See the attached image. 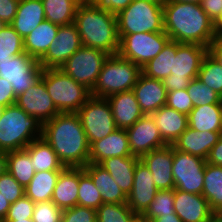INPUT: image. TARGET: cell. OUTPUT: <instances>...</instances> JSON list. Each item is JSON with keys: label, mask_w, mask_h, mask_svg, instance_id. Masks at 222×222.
Segmentation results:
<instances>
[{"label": "cell", "mask_w": 222, "mask_h": 222, "mask_svg": "<svg viewBox=\"0 0 222 222\" xmlns=\"http://www.w3.org/2000/svg\"><path fill=\"white\" fill-rule=\"evenodd\" d=\"M42 138L64 167H85L89 163L90 145L77 113H59L44 123Z\"/></svg>", "instance_id": "obj_1"}, {"label": "cell", "mask_w": 222, "mask_h": 222, "mask_svg": "<svg viewBox=\"0 0 222 222\" xmlns=\"http://www.w3.org/2000/svg\"><path fill=\"white\" fill-rule=\"evenodd\" d=\"M163 19L170 40L208 47L216 37L215 24L200 4L168 0L163 5Z\"/></svg>", "instance_id": "obj_2"}, {"label": "cell", "mask_w": 222, "mask_h": 222, "mask_svg": "<svg viewBox=\"0 0 222 222\" xmlns=\"http://www.w3.org/2000/svg\"><path fill=\"white\" fill-rule=\"evenodd\" d=\"M82 46L118 54L120 38L116 15L84 0L77 8L75 21Z\"/></svg>", "instance_id": "obj_3"}, {"label": "cell", "mask_w": 222, "mask_h": 222, "mask_svg": "<svg viewBox=\"0 0 222 222\" xmlns=\"http://www.w3.org/2000/svg\"><path fill=\"white\" fill-rule=\"evenodd\" d=\"M42 128V123L16 104L6 106L0 118V151L25 149L33 140L42 137Z\"/></svg>", "instance_id": "obj_4"}, {"label": "cell", "mask_w": 222, "mask_h": 222, "mask_svg": "<svg viewBox=\"0 0 222 222\" xmlns=\"http://www.w3.org/2000/svg\"><path fill=\"white\" fill-rule=\"evenodd\" d=\"M141 68L119 54L110 55L105 61L91 96L107 98L111 95L132 90L141 73Z\"/></svg>", "instance_id": "obj_5"}, {"label": "cell", "mask_w": 222, "mask_h": 222, "mask_svg": "<svg viewBox=\"0 0 222 222\" xmlns=\"http://www.w3.org/2000/svg\"><path fill=\"white\" fill-rule=\"evenodd\" d=\"M41 79L60 113H77L91 97V92L59 68L43 69Z\"/></svg>", "instance_id": "obj_6"}, {"label": "cell", "mask_w": 222, "mask_h": 222, "mask_svg": "<svg viewBox=\"0 0 222 222\" xmlns=\"http://www.w3.org/2000/svg\"><path fill=\"white\" fill-rule=\"evenodd\" d=\"M118 35L164 32L163 5L133 0L116 15Z\"/></svg>", "instance_id": "obj_7"}, {"label": "cell", "mask_w": 222, "mask_h": 222, "mask_svg": "<svg viewBox=\"0 0 222 222\" xmlns=\"http://www.w3.org/2000/svg\"><path fill=\"white\" fill-rule=\"evenodd\" d=\"M208 47L195 43L176 42V55L173 56L171 75L163 80L167 92L186 89L198 73Z\"/></svg>", "instance_id": "obj_8"}, {"label": "cell", "mask_w": 222, "mask_h": 222, "mask_svg": "<svg viewBox=\"0 0 222 222\" xmlns=\"http://www.w3.org/2000/svg\"><path fill=\"white\" fill-rule=\"evenodd\" d=\"M119 38L118 54L140 68L155 58L170 40L165 31L119 35Z\"/></svg>", "instance_id": "obj_9"}, {"label": "cell", "mask_w": 222, "mask_h": 222, "mask_svg": "<svg viewBox=\"0 0 222 222\" xmlns=\"http://www.w3.org/2000/svg\"><path fill=\"white\" fill-rule=\"evenodd\" d=\"M109 56L102 50L82 46L59 69L91 91Z\"/></svg>", "instance_id": "obj_10"}, {"label": "cell", "mask_w": 222, "mask_h": 222, "mask_svg": "<svg viewBox=\"0 0 222 222\" xmlns=\"http://www.w3.org/2000/svg\"><path fill=\"white\" fill-rule=\"evenodd\" d=\"M77 114L90 146L117 129L111 107L106 98L91 96Z\"/></svg>", "instance_id": "obj_11"}, {"label": "cell", "mask_w": 222, "mask_h": 222, "mask_svg": "<svg viewBox=\"0 0 222 222\" xmlns=\"http://www.w3.org/2000/svg\"><path fill=\"white\" fill-rule=\"evenodd\" d=\"M206 160L174 148L172 174L175 189L202 195Z\"/></svg>", "instance_id": "obj_12"}, {"label": "cell", "mask_w": 222, "mask_h": 222, "mask_svg": "<svg viewBox=\"0 0 222 222\" xmlns=\"http://www.w3.org/2000/svg\"><path fill=\"white\" fill-rule=\"evenodd\" d=\"M42 73V66L27 53L0 62V77L12 84L16 97L36 84Z\"/></svg>", "instance_id": "obj_13"}, {"label": "cell", "mask_w": 222, "mask_h": 222, "mask_svg": "<svg viewBox=\"0 0 222 222\" xmlns=\"http://www.w3.org/2000/svg\"><path fill=\"white\" fill-rule=\"evenodd\" d=\"M80 47H82V42L76 24L73 22L59 26L56 39L38 63L43 69L59 68Z\"/></svg>", "instance_id": "obj_14"}, {"label": "cell", "mask_w": 222, "mask_h": 222, "mask_svg": "<svg viewBox=\"0 0 222 222\" xmlns=\"http://www.w3.org/2000/svg\"><path fill=\"white\" fill-rule=\"evenodd\" d=\"M15 104L42 124L60 113L55 107L41 78L36 84L17 96Z\"/></svg>", "instance_id": "obj_15"}, {"label": "cell", "mask_w": 222, "mask_h": 222, "mask_svg": "<svg viewBox=\"0 0 222 222\" xmlns=\"http://www.w3.org/2000/svg\"><path fill=\"white\" fill-rule=\"evenodd\" d=\"M132 155H142L167 146L151 115H143L134 125L126 129Z\"/></svg>", "instance_id": "obj_16"}, {"label": "cell", "mask_w": 222, "mask_h": 222, "mask_svg": "<svg viewBox=\"0 0 222 222\" xmlns=\"http://www.w3.org/2000/svg\"><path fill=\"white\" fill-rule=\"evenodd\" d=\"M158 191L150 170L139 160L135 166L133 187L127 196V205L140 217L148 209Z\"/></svg>", "instance_id": "obj_17"}, {"label": "cell", "mask_w": 222, "mask_h": 222, "mask_svg": "<svg viewBox=\"0 0 222 222\" xmlns=\"http://www.w3.org/2000/svg\"><path fill=\"white\" fill-rule=\"evenodd\" d=\"M173 158L172 145L152 150L139 158L153 175V181L158 190L175 189L172 174Z\"/></svg>", "instance_id": "obj_18"}, {"label": "cell", "mask_w": 222, "mask_h": 222, "mask_svg": "<svg viewBox=\"0 0 222 222\" xmlns=\"http://www.w3.org/2000/svg\"><path fill=\"white\" fill-rule=\"evenodd\" d=\"M174 210L183 222H210L215 215L203 195L177 189H174Z\"/></svg>", "instance_id": "obj_19"}, {"label": "cell", "mask_w": 222, "mask_h": 222, "mask_svg": "<svg viewBox=\"0 0 222 222\" xmlns=\"http://www.w3.org/2000/svg\"><path fill=\"white\" fill-rule=\"evenodd\" d=\"M132 90L145 115H150L166 105L167 90L162 80L150 78L141 72Z\"/></svg>", "instance_id": "obj_20"}, {"label": "cell", "mask_w": 222, "mask_h": 222, "mask_svg": "<svg viewBox=\"0 0 222 222\" xmlns=\"http://www.w3.org/2000/svg\"><path fill=\"white\" fill-rule=\"evenodd\" d=\"M132 156L126 129L117 128L90 146L89 163L100 164L111 157Z\"/></svg>", "instance_id": "obj_21"}, {"label": "cell", "mask_w": 222, "mask_h": 222, "mask_svg": "<svg viewBox=\"0 0 222 222\" xmlns=\"http://www.w3.org/2000/svg\"><path fill=\"white\" fill-rule=\"evenodd\" d=\"M106 99L111 107L117 128L127 129L144 115L133 90L120 92Z\"/></svg>", "instance_id": "obj_22"}, {"label": "cell", "mask_w": 222, "mask_h": 222, "mask_svg": "<svg viewBox=\"0 0 222 222\" xmlns=\"http://www.w3.org/2000/svg\"><path fill=\"white\" fill-rule=\"evenodd\" d=\"M222 132H199L188 127L172 146L179 151L207 159L210 150L218 142Z\"/></svg>", "instance_id": "obj_23"}, {"label": "cell", "mask_w": 222, "mask_h": 222, "mask_svg": "<svg viewBox=\"0 0 222 222\" xmlns=\"http://www.w3.org/2000/svg\"><path fill=\"white\" fill-rule=\"evenodd\" d=\"M79 167H65L59 174L51 201L61 210L78 205Z\"/></svg>", "instance_id": "obj_24"}, {"label": "cell", "mask_w": 222, "mask_h": 222, "mask_svg": "<svg viewBox=\"0 0 222 222\" xmlns=\"http://www.w3.org/2000/svg\"><path fill=\"white\" fill-rule=\"evenodd\" d=\"M150 115L159 129L162 139L168 145H172L188 128V115L178 112L167 105Z\"/></svg>", "instance_id": "obj_25"}, {"label": "cell", "mask_w": 222, "mask_h": 222, "mask_svg": "<svg viewBox=\"0 0 222 222\" xmlns=\"http://www.w3.org/2000/svg\"><path fill=\"white\" fill-rule=\"evenodd\" d=\"M44 20L45 10L41 0H20L10 25L24 39Z\"/></svg>", "instance_id": "obj_26"}, {"label": "cell", "mask_w": 222, "mask_h": 222, "mask_svg": "<svg viewBox=\"0 0 222 222\" xmlns=\"http://www.w3.org/2000/svg\"><path fill=\"white\" fill-rule=\"evenodd\" d=\"M83 168L84 171L92 178L95 187L99 189L103 203H127V196L123 193L107 170L99 164L94 163H88Z\"/></svg>", "instance_id": "obj_27"}, {"label": "cell", "mask_w": 222, "mask_h": 222, "mask_svg": "<svg viewBox=\"0 0 222 222\" xmlns=\"http://www.w3.org/2000/svg\"><path fill=\"white\" fill-rule=\"evenodd\" d=\"M139 160L135 155L111 157L103 160L99 165L110 173L123 193L128 196L132 191L134 170Z\"/></svg>", "instance_id": "obj_28"}, {"label": "cell", "mask_w": 222, "mask_h": 222, "mask_svg": "<svg viewBox=\"0 0 222 222\" xmlns=\"http://www.w3.org/2000/svg\"><path fill=\"white\" fill-rule=\"evenodd\" d=\"M58 28V25L45 19L24 38L25 53L38 62L56 39Z\"/></svg>", "instance_id": "obj_29"}, {"label": "cell", "mask_w": 222, "mask_h": 222, "mask_svg": "<svg viewBox=\"0 0 222 222\" xmlns=\"http://www.w3.org/2000/svg\"><path fill=\"white\" fill-rule=\"evenodd\" d=\"M188 127L199 132H222V103L194 107L188 114Z\"/></svg>", "instance_id": "obj_30"}, {"label": "cell", "mask_w": 222, "mask_h": 222, "mask_svg": "<svg viewBox=\"0 0 222 222\" xmlns=\"http://www.w3.org/2000/svg\"><path fill=\"white\" fill-rule=\"evenodd\" d=\"M25 150L29 153L35 172L62 171L65 168L55 151L42 137L33 140Z\"/></svg>", "instance_id": "obj_31"}, {"label": "cell", "mask_w": 222, "mask_h": 222, "mask_svg": "<svg viewBox=\"0 0 222 222\" xmlns=\"http://www.w3.org/2000/svg\"><path fill=\"white\" fill-rule=\"evenodd\" d=\"M202 195L207 199L211 211L222 215V167L205 165Z\"/></svg>", "instance_id": "obj_32"}, {"label": "cell", "mask_w": 222, "mask_h": 222, "mask_svg": "<svg viewBox=\"0 0 222 222\" xmlns=\"http://www.w3.org/2000/svg\"><path fill=\"white\" fill-rule=\"evenodd\" d=\"M61 171H38L25 187V196L34 203L49 201Z\"/></svg>", "instance_id": "obj_33"}, {"label": "cell", "mask_w": 222, "mask_h": 222, "mask_svg": "<svg viewBox=\"0 0 222 222\" xmlns=\"http://www.w3.org/2000/svg\"><path fill=\"white\" fill-rule=\"evenodd\" d=\"M45 10V19L58 26L75 21L78 6L84 0H41Z\"/></svg>", "instance_id": "obj_34"}, {"label": "cell", "mask_w": 222, "mask_h": 222, "mask_svg": "<svg viewBox=\"0 0 222 222\" xmlns=\"http://www.w3.org/2000/svg\"><path fill=\"white\" fill-rule=\"evenodd\" d=\"M175 55L176 41L169 40L162 51L141 68L142 73L150 78L163 81L171 75L173 56Z\"/></svg>", "instance_id": "obj_35"}, {"label": "cell", "mask_w": 222, "mask_h": 222, "mask_svg": "<svg viewBox=\"0 0 222 222\" xmlns=\"http://www.w3.org/2000/svg\"><path fill=\"white\" fill-rule=\"evenodd\" d=\"M7 167V171L24 188L35 175L29 153L25 149L7 152Z\"/></svg>", "instance_id": "obj_36"}, {"label": "cell", "mask_w": 222, "mask_h": 222, "mask_svg": "<svg viewBox=\"0 0 222 222\" xmlns=\"http://www.w3.org/2000/svg\"><path fill=\"white\" fill-rule=\"evenodd\" d=\"M102 204L99 189L95 187L92 178L84 171V168L79 167L78 205L97 210Z\"/></svg>", "instance_id": "obj_37"}, {"label": "cell", "mask_w": 222, "mask_h": 222, "mask_svg": "<svg viewBox=\"0 0 222 222\" xmlns=\"http://www.w3.org/2000/svg\"><path fill=\"white\" fill-rule=\"evenodd\" d=\"M174 189L159 190L148 209L140 216L145 222L164 216L174 214Z\"/></svg>", "instance_id": "obj_38"}, {"label": "cell", "mask_w": 222, "mask_h": 222, "mask_svg": "<svg viewBox=\"0 0 222 222\" xmlns=\"http://www.w3.org/2000/svg\"><path fill=\"white\" fill-rule=\"evenodd\" d=\"M96 216L97 222H135L139 218L127 203H103L96 210Z\"/></svg>", "instance_id": "obj_39"}, {"label": "cell", "mask_w": 222, "mask_h": 222, "mask_svg": "<svg viewBox=\"0 0 222 222\" xmlns=\"http://www.w3.org/2000/svg\"><path fill=\"white\" fill-rule=\"evenodd\" d=\"M25 53L24 39L8 24L0 32V62Z\"/></svg>", "instance_id": "obj_40"}, {"label": "cell", "mask_w": 222, "mask_h": 222, "mask_svg": "<svg viewBox=\"0 0 222 222\" xmlns=\"http://www.w3.org/2000/svg\"><path fill=\"white\" fill-rule=\"evenodd\" d=\"M198 79L222 97V65L208 53L202 61Z\"/></svg>", "instance_id": "obj_41"}, {"label": "cell", "mask_w": 222, "mask_h": 222, "mask_svg": "<svg viewBox=\"0 0 222 222\" xmlns=\"http://www.w3.org/2000/svg\"><path fill=\"white\" fill-rule=\"evenodd\" d=\"M186 90L194 107L222 103V97L198 78L192 79Z\"/></svg>", "instance_id": "obj_42"}, {"label": "cell", "mask_w": 222, "mask_h": 222, "mask_svg": "<svg viewBox=\"0 0 222 222\" xmlns=\"http://www.w3.org/2000/svg\"><path fill=\"white\" fill-rule=\"evenodd\" d=\"M0 194L12 204L25 195V188L6 171L0 176Z\"/></svg>", "instance_id": "obj_43"}, {"label": "cell", "mask_w": 222, "mask_h": 222, "mask_svg": "<svg viewBox=\"0 0 222 222\" xmlns=\"http://www.w3.org/2000/svg\"><path fill=\"white\" fill-rule=\"evenodd\" d=\"M61 215L62 210L51 200L37 202L34 205L32 220L33 222H59Z\"/></svg>", "instance_id": "obj_44"}, {"label": "cell", "mask_w": 222, "mask_h": 222, "mask_svg": "<svg viewBox=\"0 0 222 222\" xmlns=\"http://www.w3.org/2000/svg\"><path fill=\"white\" fill-rule=\"evenodd\" d=\"M35 203L27 196H23L10 205L5 220L32 219Z\"/></svg>", "instance_id": "obj_45"}, {"label": "cell", "mask_w": 222, "mask_h": 222, "mask_svg": "<svg viewBox=\"0 0 222 222\" xmlns=\"http://www.w3.org/2000/svg\"><path fill=\"white\" fill-rule=\"evenodd\" d=\"M166 105L186 115L194 108L186 89L167 92Z\"/></svg>", "instance_id": "obj_46"}, {"label": "cell", "mask_w": 222, "mask_h": 222, "mask_svg": "<svg viewBox=\"0 0 222 222\" xmlns=\"http://www.w3.org/2000/svg\"><path fill=\"white\" fill-rule=\"evenodd\" d=\"M61 219L63 222H97L96 210L76 205L62 210Z\"/></svg>", "instance_id": "obj_47"}, {"label": "cell", "mask_w": 222, "mask_h": 222, "mask_svg": "<svg viewBox=\"0 0 222 222\" xmlns=\"http://www.w3.org/2000/svg\"><path fill=\"white\" fill-rule=\"evenodd\" d=\"M200 5L209 19L216 25L222 17V0H202Z\"/></svg>", "instance_id": "obj_48"}, {"label": "cell", "mask_w": 222, "mask_h": 222, "mask_svg": "<svg viewBox=\"0 0 222 222\" xmlns=\"http://www.w3.org/2000/svg\"><path fill=\"white\" fill-rule=\"evenodd\" d=\"M20 0H0V20L7 25L11 24L17 13Z\"/></svg>", "instance_id": "obj_49"}, {"label": "cell", "mask_w": 222, "mask_h": 222, "mask_svg": "<svg viewBox=\"0 0 222 222\" xmlns=\"http://www.w3.org/2000/svg\"><path fill=\"white\" fill-rule=\"evenodd\" d=\"M91 3L100 6L117 15L119 12L127 8L133 0H89Z\"/></svg>", "instance_id": "obj_50"}, {"label": "cell", "mask_w": 222, "mask_h": 222, "mask_svg": "<svg viewBox=\"0 0 222 222\" xmlns=\"http://www.w3.org/2000/svg\"><path fill=\"white\" fill-rule=\"evenodd\" d=\"M16 102V96L12 84L0 77V105L6 107Z\"/></svg>", "instance_id": "obj_51"}, {"label": "cell", "mask_w": 222, "mask_h": 222, "mask_svg": "<svg viewBox=\"0 0 222 222\" xmlns=\"http://www.w3.org/2000/svg\"><path fill=\"white\" fill-rule=\"evenodd\" d=\"M206 162L214 166L222 167V135L218 142L210 150Z\"/></svg>", "instance_id": "obj_52"}, {"label": "cell", "mask_w": 222, "mask_h": 222, "mask_svg": "<svg viewBox=\"0 0 222 222\" xmlns=\"http://www.w3.org/2000/svg\"><path fill=\"white\" fill-rule=\"evenodd\" d=\"M208 54L222 65V35H216L208 46Z\"/></svg>", "instance_id": "obj_53"}, {"label": "cell", "mask_w": 222, "mask_h": 222, "mask_svg": "<svg viewBox=\"0 0 222 222\" xmlns=\"http://www.w3.org/2000/svg\"><path fill=\"white\" fill-rule=\"evenodd\" d=\"M10 203L0 194V222H3L10 208Z\"/></svg>", "instance_id": "obj_54"}, {"label": "cell", "mask_w": 222, "mask_h": 222, "mask_svg": "<svg viewBox=\"0 0 222 222\" xmlns=\"http://www.w3.org/2000/svg\"><path fill=\"white\" fill-rule=\"evenodd\" d=\"M150 222H183L176 213L174 214H166L164 216H160L158 218H155L151 220Z\"/></svg>", "instance_id": "obj_55"}, {"label": "cell", "mask_w": 222, "mask_h": 222, "mask_svg": "<svg viewBox=\"0 0 222 222\" xmlns=\"http://www.w3.org/2000/svg\"><path fill=\"white\" fill-rule=\"evenodd\" d=\"M7 152L0 151V176L7 171Z\"/></svg>", "instance_id": "obj_56"}, {"label": "cell", "mask_w": 222, "mask_h": 222, "mask_svg": "<svg viewBox=\"0 0 222 222\" xmlns=\"http://www.w3.org/2000/svg\"><path fill=\"white\" fill-rule=\"evenodd\" d=\"M216 35H222V17L220 21L215 25Z\"/></svg>", "instance_id": "obj_57"}, {"label": "cell", "mask_w": 222, "mask_h": 222, "mask_svg": "<svg viewBox=\"0 0 222 222\" xmlns=\"http://www.w3.org/2000/svg\"><path fill=\"white\" fill-rule=\"evenodd\" d=\"M173 1L193 3V4H201V2H202V0H173Z\"/></svg>", "instance_id": "obj_58"}, {"label": "cell", "mask_w": 222, "mask_h": 222, "mask_svg": "<svg viewBox=\"0 0 222 222\" xmlns=\"http://www.w3.org/2000/svg\"><path fill=\"white\" fill-rule=\"evenodd\" d=\"M210 222H222V215H214Z\"/></svg>", "instance_id": "obj_59"}, {"label": "cell", "mask_w": 222, "mask_h": 222, "mask_svg": "<svg viewBox=\"0 0 222 222\" xmlns=\"http://www.w3.org/2000/svg\"><path fill=\"white\" fill-rule=\"evenodd\" d=\"M3 222H33V220L32 219H21V220H18V221H16V220H4Z\"/></svg>", "instance_id": "obj_60"}, {"label": "cell", "mask_w": 222, "mask_h": 222, "mask_svg": "<svg viewBox=\"0 0 222 222\" xmlns=\"http://www.w3.org/2000/svg\"><path fill=\"white\" fill-rule=\"evenodd\" d=\"M147 1H151L156 4L164 5L168 0H147Z\"/></svg>", "instance_id": "obj_61"}, {"label": "cell", "mask_w": 222, "mask_h": 222, "mask_svg": "<svg viewBox=\"0 0 222 222\" xmlns=\"http://www.w3.org/2000/svg\"><path fill=\"white\" fill-rule=\"evenodd\" d=\"M6 23L0 20V32L6 27Z\"/></svg>", "instance_id": "obj_62"}, {"label": "cell", "mask_w": 222, "mask_h": 222, "mask_svg": "<svg viewBox=\"0 0 222 222\" xmlns=\"http://www.w3.org/2000/svg\"><path fill=\"white\" fill-rule=\"evenodd\" d=\"M4 108H5L4 106L0 105V118H1V115H2V112H3Z\"/></svg>", "instance_id": "obj_63"}, {"label": "cell", "mask_w": 222, "mask_h": 222, "mask_svg": "<svg viewBox=\"0 0 222 222\" xmlns=\"http://www.w3.org/2000/svg\"><path fill=\"white\" fill-rule=\"evenodd\" d=\"M135 222H145V221L139 217Z\"/></svg>", "instance_id": "obj_64"}]
</instances>
